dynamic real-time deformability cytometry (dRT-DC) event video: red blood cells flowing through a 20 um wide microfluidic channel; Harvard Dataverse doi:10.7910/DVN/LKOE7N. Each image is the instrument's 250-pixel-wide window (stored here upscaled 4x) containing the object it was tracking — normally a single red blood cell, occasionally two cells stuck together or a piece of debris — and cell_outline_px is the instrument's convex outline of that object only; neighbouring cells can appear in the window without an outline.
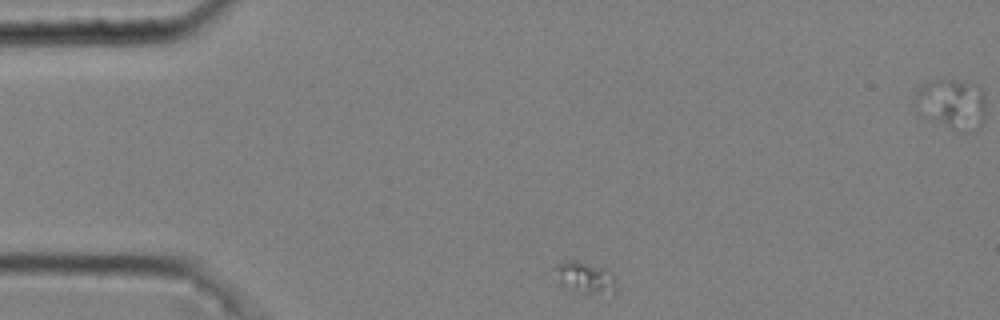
{"species": "common noctule bat (a hibernating species)", "species_latin": "Nyctalus noctula", "temperature_condition": "cold", "stored_images_in_passage": 43, "camera_frame_rate_fps": 3000, "um_per_image_px": 0.085, "animal": {"sex": "male", "body_mass_g": 20.4}, "frame": {"image": 1, "passage_image": 1, "time_ms": 0.0, "image_size_px": [1000, 320], "cell_outline_px": [[616, 288], [600, 292], [580, 292], [556, 284], [556, 264], [568, 260], [576, 260], [604, 268], [616, 276]], "centroid_in_image_um": [49.67, 23.54], "position_along_channel_um": 35.3, "area_um2": 10.92}}